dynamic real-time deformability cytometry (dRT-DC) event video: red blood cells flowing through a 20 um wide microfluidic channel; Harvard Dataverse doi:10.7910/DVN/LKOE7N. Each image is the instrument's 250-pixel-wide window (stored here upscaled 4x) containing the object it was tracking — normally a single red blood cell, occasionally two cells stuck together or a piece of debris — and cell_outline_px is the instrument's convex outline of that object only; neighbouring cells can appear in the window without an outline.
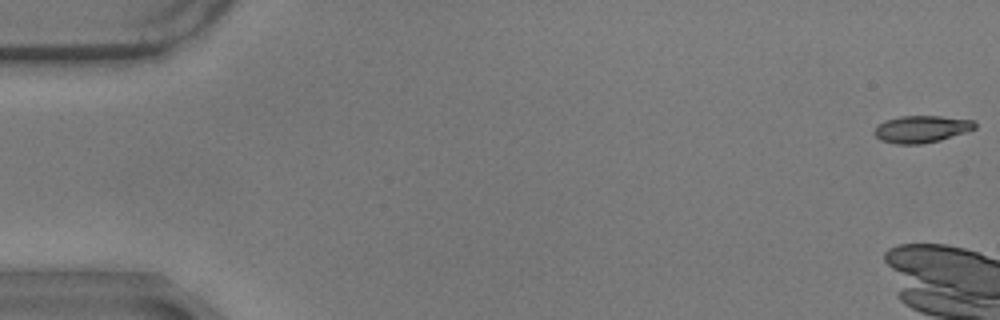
{"species": "common noctule bat (a hibernating species)", "species_latin": "Nyctalus noctula", "temperature_condition": "warm", "stored_images_in_passage": 9, "camera_frame_rate_fps": 3000, "um_per_image_px": 0.085, "animal": {"sex": "male", "body_mass_g": 17.9}, "frame": {"image": 1, "passage_image": 1, "time_ms": 0.0, "image_size_px": [1000, 320], "cell_outline_px": [[976, 128], [940, 140], [920, 144], [896, 144], [880, 140], [872, 132], [884, 120], [900, 116], [940, 116], [972, 120], [976, 124]], "centroid_in_image_um": [78.29, 10.97], "position_along_channel_um": 6.7, "area_um2": 15.72}}